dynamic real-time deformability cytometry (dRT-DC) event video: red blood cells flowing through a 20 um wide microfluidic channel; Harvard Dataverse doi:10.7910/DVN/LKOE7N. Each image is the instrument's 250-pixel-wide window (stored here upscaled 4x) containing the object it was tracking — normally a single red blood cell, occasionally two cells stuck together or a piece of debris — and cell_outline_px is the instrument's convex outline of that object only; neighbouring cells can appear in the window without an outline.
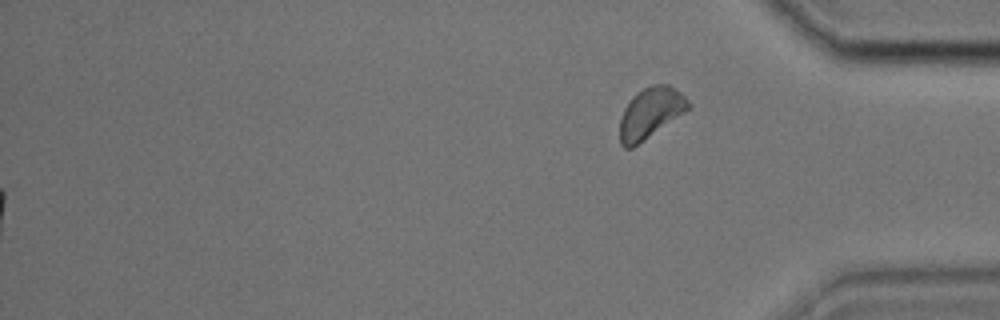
{"species": "common noctule bat (a hibernating species)", "species_latin": "Nyctalus noctula", "temperature_condition": "cold", "stored_images_in_passage": 38, "segment_of_instrument_passage": [2, 2], "camera_frame_rate_fps": 3000, "um_per_image_px": 0.085, "animal": {"sex": "male", "body_mass_g": 17.9, "forearm_length_mm": 54.2}, "frame": {"image": 1, "passage_image": 38, "time_ms": 12.333, "image_size_px": [1000, 320], "cell_outline_px": [[692, 104], [688, 108], [632, 148], [624, 148], [620, 144], [620, 120], [624, 108], [632, 96], [636, 92], [652, 84], [668, 84], [680, 92]], "centroid_in_image_um": [55.25, 9.57], "position_along_channel_um": 380.0, "area_um2": 19.71}}